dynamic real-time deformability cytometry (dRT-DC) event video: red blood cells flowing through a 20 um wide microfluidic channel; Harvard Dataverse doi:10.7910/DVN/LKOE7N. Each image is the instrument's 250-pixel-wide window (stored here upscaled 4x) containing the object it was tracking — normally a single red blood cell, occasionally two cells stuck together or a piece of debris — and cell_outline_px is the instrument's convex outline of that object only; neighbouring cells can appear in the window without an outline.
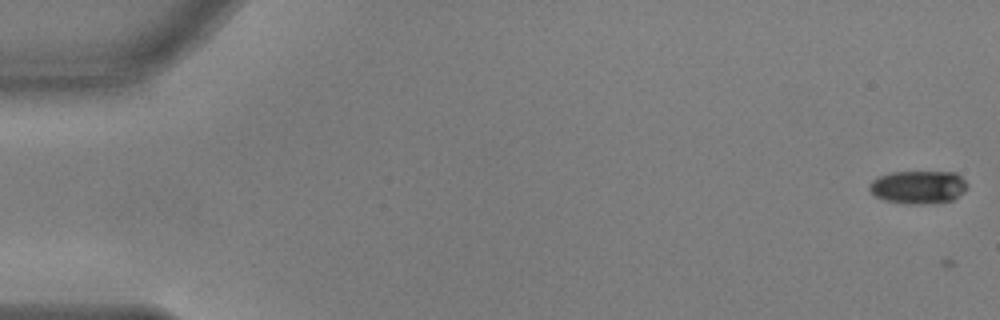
{"species": "common noctule bat (a hibernating species)", "species_latin": "Nyctalus noctula", "temperature_condition": "warm", "stored_images_in_passage": 3, "camera_frame_rate_fps": 3000, "um_per_image_px": 0.085, "animal": {"sex": "male", "body_mass_g": 17.9, "forearm_length_mm": 54.2}, "frame": {"image": 1, "passage_image": 2, "time_ms": 0.333, "image_size_px": [1000, 320], "cell_outline_px": [[968, 188], [964, 192], [952, 200], [932, 204], [908, 204], [884, 200], [876, 196], [868, 188], [868, 184], [872, 180], [880, 176], [892, 172], [956, 172], [968, 184]], "centroid_in_image_um": [78.07, 15.91], "position_along_channel_um": 6.9, "area_um2": 19.02}}